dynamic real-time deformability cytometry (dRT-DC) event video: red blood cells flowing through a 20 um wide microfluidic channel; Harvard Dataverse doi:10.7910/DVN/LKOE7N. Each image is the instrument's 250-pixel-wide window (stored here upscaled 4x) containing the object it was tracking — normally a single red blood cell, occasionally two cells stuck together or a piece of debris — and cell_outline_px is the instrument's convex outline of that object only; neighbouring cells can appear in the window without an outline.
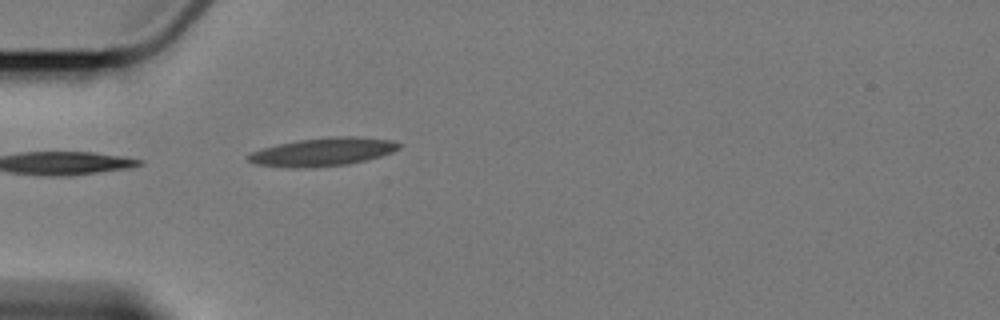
{"species": "Egyptian fruit bat (a non-hibernating species)", "species_latin": "Rousettus aegyptiacus", "temperature_condition": "cold", "stored_images_in_passage": 2, "camera_frame_rate_fps": 3000, "um_per_image_px": 0.085, "animal": {"sex": "female"}, "frame": {"image": 1, "passage_image": 2, "time_ms": 1.333, "image_size_px": [1000, 320], "cell_outline_px": [[400, 148], [392, 152], [380, 156], [348, 164], [312, 168], [296, 168], [252, 164], [244, 156], [248, 152], [276, 144], [300, 140], [332, 136], [356, 136], [392, 140], [400, 144]], "centroid_in_image_um": [27.37, 12.91], "position_along_channel_um": 57.6, "area_um2": 25.03}}